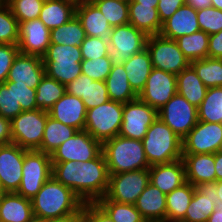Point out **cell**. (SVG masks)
Masks as SVG:
<instances>
[{"mask_svg": "<svg viewBox=\"0 0 222 222\" xmlns=\"http://www.w3.org/2000/svg\"><path fill=\"white\" fill-rule=\"evenodd\" d=\"M221 141V123L198 121L182 139V154H215Z\"/></svg>", "mask_w": 222, "mask_h": 222, "instance_id": "obj_15", "label": "cell"}, {"mask_svg": "<svg viewBox=\"0 0 222 222\" xmlns=\"http://www.w3.org/2000/svg\"><path fill=\"white\" fill-rule=\"evenodd\" d=\"M19 23L5 1H0V44H18Z\"/></svg>", "mask_w": 222, "mask_h": 222, "instance_id": "obj_43", "label": "cell"}, {"mask_svg": "<svg viewBox=\"0 0 222 222\" xmlns=\"http://www.w3.org/2000/svg\"><path fill=\"white\" fill-rule=\"evenodd\" d=\"M124 103L108 100L92 109H88L85 129L94 139L103 143L119 135Z\"/></svg>", "mask_w": 222, "mask_h": 222, "instance_id": "obj_6", "label": "cell"}, {"mask_svg": "<svg viewBox=\"0 0 222 222\" xmlns=\"http://www.w3.org/2000/svg\"><path fill=\"white\" fill-rule=\"evenodd\" d=\"M12 143L11 120L0 115V146Z\"/></svg>", "mask_w": 222, "mask_h": 222, "instance_id": "obj_54", "label": "cell"}, {"mask_svg": "<svg viewBox=\"0 0 222 222\" xmlns=\"http://www.w3.org/2000/svg\"><path fill=\"white\" fill-rule=\"evenodd\" d=\"M69 1H72V2H74L75 4H79V3L84 2L85 0H69Z\"/></svg>", "mask_w": 222, "mask_h": 222, "instance_id": "obj_64", "label": "cell"}, {"mask_svg": "<svg viewBox=\"0 0 222 222\" xmlns=\"http://www.w3.org/2000/svg\"><path fill=\"white\" fill-rule=\"evenodd\" d=\"M27 222H45V220H42L39 217L33 216L30 220H28Z\"/></svg>", "mask_w": 222, "mask_h": 222, "instance_id": "obj_62", "label": "cell"}, {"mask_svg": "<svg viewBox=\"0 0 222 222\" xmlns=\"http://www.w3.org/2000/svg\"><path fill=\"white\" fill-rule=\"evenodd\" d=\"M185 4L196 11L212 6V0H185Z\"/></svg>", "mask_w": 222, "mask_h": 222, "instance_id": "obj_55", "label": "cell"}, {"mask_svg": "<svg viewBox=\"0 0 222 222\" xmlns=\"http://www.w3.org/2000/svg\"><path fill=\"white\" fill-rule=\"evenodd\" d=\"M149 182L164 194L171 193L175 188L180 187L186 182L183 159L167 164L150 166Z\"/></svg>", "mask_w": 222, "mask_h": 222, "instance_id": "obj_23", "label": "cell"}, {"mask_svg": "<svg viewBox=\"0 0 222 222\" xmlns=\"http://www.w3.org/2000/svg\"><path fill=\"white\" fill-rule=\"evenodd\" d=\"M148 36L130 23L112 27L108 57L113 64H123L132 55L146 49Z\"/></svg>", "mask_w": 222, "mask_h": 222, "instance_id": "obj_10", "label": "cell"}, {"mask_svg": "<svg viewBox=\"0 0 222 222\" xmlns=\"http://www.w3.org/2000/svg\"><path fill=\"white\" fill-rule=\"evenodd\" d=\"M18 53V44H0V84L7 80L10 68Z\"/></svg>", "mask_w": 222, "mask_h": 222, "instance_id": "obj_49", "label": "cell"}, {"mask_svg": "<svg viewBox=\"0 0 222 222\" xmlns=\"http://www.w3.org/2000/svg\"><path fill=\"white\" fill-rule=\"evenodd\" d=\"M14 96L16 97L17 103H20L22 111L39 109L36 103V89L29 88L26 85H15Z\"/></svg>", "mask_w": 222, "mask_h": 222, "instance_id": "obj_50", "label": "cell"}, {"mask_svg": "<svg viewBox=\"0 0 222 222\" xmlns=\"http://www.w3.org/2000/svg\"><path fill=\"white\" fill-rule=\"evenodd\" d=\"M208 57L222 59V30L209 35Z\"/></svg>", "mask_w": 222, "mask_h": 222, "instance_id": "obj_53", "label": "cell"}, {"mask_svg": "<svg viewBox=\"0 0 222 222\" xmlns=\"http://www.w3.org/2000/svg\"><path fill=\"white\" fill-rule=\"evenodd\" d=\"M129 7V23L147 36L159 34L162 23L158 16L157 6H146L130 0Z\"/></svg>", "mask_w": 222, "mask_h": 222, "instance_id": "obj_29", "label": "cell"}, {"mask_svg": "<svg viewBox=\"0 0 222 222\" xmlns=\"http://www.w3.org/2000/svg\"><path fill=\"white\" fill-rule=\"evenodd\" d=\"M212 7L222 11V0H212Z\"/></svg>", "mask_w": 222, "mask_h": 222, "instance_id": "obj_61", "label": "cell"}, {"mask_svg": "<svg viewBox=\"0 0 222 222\" xmlns=\"http://www.w3.org/2000/svg\"><path fill=\"white\" fill-rule=\"evenodd\" d=\"M86 113L83 100L67 92L48 110L50 117L78 131L85 129Z\"/></svg>", "mask_w": 222, "mask_h": 222, "instance_id": "obj_21", "label": "cell"}, {"mask_svg": "<svg viewBox=\"0 0 222 222\" xmlns=\"http://www.w3.org/2000/svg\"><path fill=\"white\" fill-rule=\"evenodd\" d=\"M175 41L190 62L208 57L209 35L204 31L183 35Z\"/></svg>", "mask_w": 222, "mask_h": 222, "instance_id": "obj_37", "label": "cell"}, {"mask_svg": "<svg viewBox=\"0 0 222 222\" xmlns=\"http://www.w3.org/2000/svg\"><path fill=\"white\" fill-rule=\"evenodd\" d=\"M146 48L150 53L153 68L177 75L191 65L177 42L160 34L148 36Z\"/></svg>", "mask_w": 222, "mask_h": 222, "instance_id": "obj_9", "label": "cell"}, {"mask_svg": "<svg viewBox=\"0 0 222 222\" xmlns=\"http://www.w3.org/2000/svg\"><path fill=\"white\" fill-rule=\"evenodd\" d=\"M51 176L50 155L38 150H27L24 154L22 180L16 193L31 200Z\"/></svg>", "mask_w": 222, "mask_h": 222, "instance_id": "obj_8", "label": "cell"}, {"mask_svg": "<svg viewBox=\"0 0 222 222\" xmlns=\"http://www.w3.org/2000/svg\"><path fill=\"white\" fill-rule=\"evenodd\" d=\"M45 75L42 57L18 53L6 81L36 89Z\"/></svg>", "mask_w": 222, "mask_h": 222, "instance_id": "obj_19", "label": "cell"}, {"mask_svg": "<svg viewBox=\"0 0 222 222\" xmlns=\"http://www.w3.org/2000/svg\"><path fill=\"white\" fill-rule=\"evenodd\" d=\"M191 66L207 88L222 87V59L207 57L191 61Z\"/></svg>", "mask_w": 222, "mask_h": 222, "instance_id": "obj_41", "label": "cell"}, {"mask_svg": "<svg viewBox=\"0 0 222 222\" xmlns=\"http://www.w3.org/2000/svg\"><path fill=\"white\" fill-rule=\"evenodd\" d=\"M141 141L150 166L182 159V139L159 117Z\"/></svg>", "mask_w": 222, "mask_h": 222, "instance_id": "obj_4", "label": "cell"}, {"mask_svg": "<svg viewBox=\"0 0 222 222\" xmlns=\"http://www.w3.org/2000/svg\"><path fill=\"white\" fill-rule=\"evenodd\" d=\"M86 37L76 15L64 25L50 30V43L54 44L80 46Z\"/></svg>", "mask_w": 222, "mask_h": 222, "instance_id": "obj_36", "label": "cell"}, {"mask_svg": "<svg viewBox=\"0 0 222 222\" xmlns=\"http://www.w3.org/2000/svg\"><path fill=\"white\" fill-rule=\"evenodd\" d=\"M75 15L80 20L86 36L109 39L112 27L93 2L85 0L76 4Z\"/></svg>", "mask_w": 222, "mask_h": 222, "instance_id": "obj_26", "label": "cell"}, {"mask_svg": "<svg viewBox=\"0 0 222 222\" xmlns=\"http://www.w3.org/2000/svg\"><path fill=\"white\" fill-rule=\"evenodd\" d=\"M216 181H222V154L215 153Z\"/></svg>", "mask_w": 222, "mask_h": 222, "instance_id": "obj_57", "label": "cell"}, {"mask_svg": "<svg viewBox=\"0 0 222 222\" xmlns=\"http://www.w3.org/2000/svg\"><path fill=\"white\" fill-rule=\"evenodd\" d=\"M22 112L20 103H17L14 96V87L11 81L0 84V115L12 120Z\"/></svg>", "mask_w": 222, "mask_h": 222, "instance_id": "obj_45", "label": "cell"}, {"mask_svg": "<svg viewBox=\"0 0 222 222\" xmlns=\"http://www.w3.org/2000/svg\"><path fill=\"white\" fill-rule=\"evenodd\" d=\"M123 66L131 88L139 95L153 68L149 51L146 48L142 52L132 55L123 63Z\"/></svg>", "mask_w": 222, "mask_h": 222, "instance_id": "obj_30", "label": "cell"}, {"mask_svg": "<svg viewBox=\"0 0 222 222\" xmlns=\"http://www.w3.org/2000/svg\"><path fill=\"white\" fill-rule=\"evenodd\" d=\"M186 181L193 186L216 182L215 154H182Z\"/></svg>", "mask_w": 222, "mask_h": 222, "instance_id": "obj_24", "label": "cell"}, {"mask_svg": "<svg viewBox=\"0 0 222 222\" xmlns=\"http://www.w3.org/2000/svg\"><path fill=\"white\" fill-rule=\"evenodd\" d=\"M177 93L176 74L152 68L138 98L155 108L163 107Z\"/></svg>", "mask_w": 222, "mask_h": 222, "instance_id": "obj_16", "label": "cell"}, {"mask_svg": "<svg viewBox=\"0 0 222 222\" xmlns=\"http://www.w3.org/2000/svg\"><path fill=\"white\" fill-rule=\"evenodd\" d=\"M45 222H82V213H73L60 218H52Z\"/></svg>", "mask_w": 222, "mask_h": 222, "instance_id": "obj_56", "label": "cell"}, {"mask_svg": "<svg viewBox=\"0 0 222 222\" xmlns=\"http://www.w3.org/2000/svg\"><path fill=\"white\" fill-rule=\"evenodd\" d=\"M158 117L183 139L198 122L197 107L176 93L158 110Z\"/></svg>", "mask_w": 222, "mask_h": 222, "instance_id": "obj_12", "label": "cell"}, {"mask_svg": "<svg viewBox=\"0 0 222 222\" xmlns=\"http://www.w3.org/2000/svg\"><path fill=\"white\" fill-rule=\"evenodd\" d=\"M66 92L83 100L86 109H92L109 100L104 81H96L81 74L66 85Z\"/></svg>", "mask_w": 222, "mask_h": 222, "instance_id": "obj_22", "label": "cell"}, {"mask_svg": "<svg viewBox=\"0 0 222 222\" xmlns=\"http://www.w3.org/2000/svg\"><path fill=\"white\" fill-rule=\"evenodd\" d=\"M101 152L102 143L86 130H81L63 142L50 157L51 162H86L96 158Z\"/></svg>", "mask_w": 222, "mask_h": 222, "instance_id": "obj_13", "label": "cell"}, {"mask_svg": "<svg viewBox=\"0 0 222 222\" xmlns=\"http://www.w3.org/2000/svg\"><path fill=\"white\" fill-rule=\"evenodd\" d=\"M34 216L32 202L16 192L3 193L0 202L1 222H27Z\"/></svg>", "mask_w": 222, "mask_h": 222, "instance_id": "obj_28", "label": "cell"}, {"mask_svg": "<svg viewBox=\"0 0 222 222\" xmlns=\"http://www.w3.org/2000/svg\"><path fill=\"white\" fill-rule=\"evenodd\" d=\"M33 214L42 220L83 212V200L51 176L31 199Z\"/></svg>", "mask_w": 222, "mask_h": 222, "instance_id": "obj_2", "label": "cell"}, {"mask_svg": "<svg viewBox=\"0 0 222 222\" xmlns=\"http://www.w3.org/2000/svg\"><path fill=\"white\" fill-rule=\"evenodd\" d=\"M158 117V111L139 98L124 103L120 136L142 140Z\"/></svg>", "mask_w": 222, "mask_h": 222, "instance_id": "obj_14", "label": "cell"}, {"mask_svg": "<svg viewBox=\"0 0 222 222\" xmlns=\"http://www.w3.org/2000/svg\"><path fill=\"white\" fill-rule=\"evenodd\" d=\"M65 93L66 85L45 74L36 88L37 107L48 111Z\"/></svg>", "mask_w": 222, "mask_h": 222, "instance_id": "obj_39", "label": "cell"}, {"mask_svg": "<svg viewBox=\"0 0 222 222\" xmlns=\"http://www.w3.org/2000/svg\"><path fill=\"white\" fill-rule=\"evenodd\" d=\"M197 21L201 31L208 35L218 33L222 30V11L212 6L198 10Z\"/></svg>", "mask_w": 222, "mask_h": 222, "instance_id": "obj_47", "label": "cell"}, {"mask_svg": "<svg viewBox=\"0 0 222 222\" xmlns=\"http://www.w3.org/2000/svg\"><path fill=\"white\" fill-rule=\"evenodd\" d=\"M217 195H218L217 204H222V181H217Z\"/></svg>", "mask_w": 222, "mask_h": 222, "instance_id": "obj_60", "label": "cell"}, {"mask_svg": "<svg viewBox=\"0 0 222 222\" xmlns=\"http://www.w3.org/2000/svg\"><path fill=\"white\" fill-rule=\"evenodd\" d=\"M149 183V168L111 174L105 196L118 203L134 205Z\"/></svg>", "mask_w": 222, "mask_h": 222, "instance_id": "obj_11", "label": "cell"}, {"mask_svg": "<svg viewBox=\"0 0 222 222\" xmlns=\"http://www.w3.org/2000/svg\"><path fill=\"white\" fill-rule=\"evenodd\" d=\"M18 23L38 19L45 0H6Z\"/></svg>", "mask_w": 222, "mask_h": 222, "instance_id": "obj_44", "label": "cell"}, {"mask_svg": "<svg viewBox=\"0 0 222 222\" xmlns=\"http://www.w3.org/2000/svg\"><path fill=\"white\" fill-rule=\"evenodd\" d=\"M42 59L45 74L61 84L67 85L82 74L80 46L50 43Z\"/></svg>", "mask_w": 222, "mask_h": 222, "instance_id": "obj_5", "label": "cell"}, {"mask_svg": "<svg viewBox=\"0 0 222 222\" xmlns=\"http://www.w3.org/2000/svg\"><path fill=\"white\" fill-rule=\"evenodd\" d=\"M82 222H114V221L96 202H86L83 205Z\"/></svg>", "mask_w": 222, "mask_h": 222, "instance_id": "obj_51", "label": "cell"}, {"mask_svg": "<svg viewBox=\"0 0 222 222\" xmlns=\"http://www.w3.org/2000/svg\"><path fill=\"white\" fill-rule=\"evenodd\" d=\"M93 2L108 20L111 27L129 23L128 1L125 0H88Z\"/></svg>", "mask_w": 222, "mask_h": 222, "instance_id": "obj_42", "label": "cell"}, {"mask_svg": "<svg viewBox=\"0 0 222 222\" xmlns=\"http://www.w3.org/2000/svg\"><path fill=\"white\" fill-rule=\"evenodd\" d=\"M26 151L15 143L0 146V189L4 193L17 192Z\"/></svg>", "mask_w": 222, "mask_h": 222, "instance_id": "obj_17", "label": "cell"}, {"mask_svg": "<svg viewBox=\"0 0 222 222\" xmlns=\"http://www.w3.org/2000/svg\"><path fill=\"white\" fill-rule=\"evenodd\" d=\"M78 130L74 127L65 125L49 116L45 124L41 147L38 151L51 153L63 142L72 137Z\"/></svg>", "mask_w": 222, "mask_h": 222, "instance_id": "obj_35", "label": "cell"}, {"mask_svg": "<svg viewBox=\"0 0 222 222\" xmlns=\"http://www.w3.org/2000/svg\"><path fill=\"white\" fill-rule=\"evenodd\" d=\"M200 31L197 11L188 5L181 6L170 18L162 23L160 35L176 40L183 35Z\"/></svg>", "mask_w": 222, "mask_h": 222, "instance_id": "obj_25", "label": "cell"}, {"mask_svg": "<svg viewBox=\"0 0 222 222\" xmlns=\"http://www.w3.org/2000/svg\"><path fill=\"white\" fill-rule=\"evenodd\" d=\"M217 153H221V154H222V141H221V143L219 144Z\"/></svg>", "mask_w": 222, "mask_h": 222, "instance_id": "obj_63", "label": "cell"}, {"mask_svg": "<svg viewBox=\"0 0 222 222\" xmlns=\"http://www.w3.org/2000/svg\"><path fill=\"white\" fill-rule=\"evenodd\" d=\"M96 203L114 222H146L133 204L118 203L106 196L98 199Z\"/></svg>", "mask_w": 222, "mask_h": 222, "instance_id": "obj_40", "label": "cell"}, {"mask_svg": "<svg viewBox=\"0 0 222 222\" xmlns=\"http://www.w3.org/2000/svg\"><path fill=\"white\" fill-rule=\"evenodd\" d=\"M102 153L109 175L150 168L141 140L118 135L102 143Z\"/></svg>", "mask_w": 222, "mask_h": 222, "instance_id": "obj_3", "label": "cell"}, {"mask_svg": "<svg viewBox=\"0 0 222 222\" xmlns=\"http://www.w3.org/2000/svg\"><path fill=\"white\" fill-rule=\"evenodd\" d=\"M50 45V30L38 18L19 23V53L43 57Z\"/></svg>", "mask_w": 222, "mask_h": 222, "instance_id": "obj_18", "label": "cell"}, {"mask_svg": "<svg viewBox=\"0 0 222 222\" xmlns=\"http://www.w3.org/2000/svg\"><path fill=\"white\" fill-rule=\"evenodd\" d=\"M75 8L69 0H45L39 19L51 30L67 23L75 15Z\"/></svg>", "mask_w": 222, "mask_h": 222, "instance_id": "obj_31", "label": "cell"}, {"mask_svg": "<svg viewBox=\"0 0 222 222\" xmlns=\"http://www.w3.org/2000/svg\"><path fill=\"white\" fill-rule=\"evenodd\" d=\"M217 203V181L197 185L181 222H207Z\"/></svg>", "mask_w": 222, "mask_h": 222, "instance_id": "obj_20", "label": "cell"}, {"mask_svg": "<svg viewBox=\"0 0 222 222\" xmlns=\"http://www.w3.org/2000/svg\"><path fill=\"white\" fill-rule=\"evenodd\" d=\"M52 176L76 193L84 203L104 197L109 187V173L103 153L86 162H51Z\"/></svg>", "mask_w": 222, "mask_h": 222, "instance_id": "obj_1", "label": "cell"}, {"mask_svg": "<svg viewBox=\"0 0 222 222\" xmlns=\"http://www.w3.org/2000/svg\"><path fill=\"white\" fill-rule=\"evenodd\" d=\"M112 65L113 62L108 56L89 60L83 59L81 62V72L93 80L105 82L112 69Z\"/></svg>", "mask_w": 222, "mask_h": 222, "instance_id": "obj_46", "label": "cell"}, {"mask_svg": "<svg viewBox=\"0 0 222 222\" xmlns=\"http://www.w3.org/2000/svg\"><path fill=\"white\" fill-rule=\"evenodd\" d=\"M109 100L127 103L138 98L131 88L123 64H113L105 80Z\"/></svg>", "mask_w": 222, "mask_h": 222, "instance_id": "obj_34", "label": "cell"}, {"mask_svg": "<svg viewBox=\"0 0 222 222\" xmlns=\"http://www.w3.org/2000/svg\"><path fill=\"white\" fill-rule=\"evenodd\" d=\"M48 111L35 109L22 111L11 120L12 143L27 150L41 147Z\"/></svg>", "mask_w": 222, "mask_h": 222, "instance_id": "obj_7", "label": "cell"}, {"mask_svg": "<svg viewBox=\"0 0 222 222\" xmlns=\"http://www.w3.org/2000/svg\"><path fill=\"white\" fill-rule=\"evenodd\" d=\"M195 186L185 182L166 194V222H181L195 192Z\"/></svg>", "mask_w": 222, "mask_h": 222, "instance_id": "obj_33", "label": "cell"}, {"mask_svg": "<svg viewBox=\"0 0 222 222\" xmlns=\"http://www.w3.org/2000/svg\"><path fill=\"white\" fill-rule=\"evenodd\" d=\"M177 77V93L182 95L189 103L195 107H199L205 98L207 87L198 77L194 68L190 65Z\"/></svg>", "mask_w": 222, "mask_h": 222, "instance_id": "obj_32", "label": "cell"}, {"mask_svg": "<svg viewBox=\"0 0 222 222\" xmlns=\"http://www.w3.org/2000/svg\"><path fill=\"white\" fill-rule=\"evenodd\" d=\"M80 48L83 59H96L108 56L109 41L108 39L87 36Z\"/></svg>", "mask_w": 222, "mask_h": 222, "instance_id": "obj_48", "label": "cell"}, {"mask_svg": "<svg viewBox=\"0 0 222 222\" xmlns=\"http://www.w3.org/2000/svg\"><path fill=\"white\" fill-rule=\"evenodd\" d=\"M207 222H222V204H217Z\"/></svg>", "mask_w": 222, "mask_h": 222, "instance_id": "obj_58", "label": "cell"}, {"mask_svg": "<svg viewBox=\"0 0 222 222\" xmlns=\"http://www.w3.org/2000/svg\"><path fill=\"white\" fill-rule=\"evenodd\" d=\"M197 113L198 121L222 124V87L207 89Z\"/></svg>", "mask_w": 222, "mask_h": 222, "instance_id": "obj_38", "label": "cell"}, {"mask_svg": "<svg viewBox=\"0 0 222 222\" xmlns=\"http://www.w3.org/2000/svg\"><path fill=\"white\" fill-rule=\"evenodd\" d=\"M183 5H185V0H159L157 10L161 23L170 18Z\"/></svg>", "mask_w": 222, "mask_h": 222, "instance_id": "obj_52", "label": "cell"}, {"mask_svg": "<svg viewBox=\"0 0 222 222\" xmlns=\"http://www.w3.org/2000/svg\"><path fill=\"white\" fill-rule=\"evenodd\" d=\"M3 193H4V192L0 189V202H1V199H2Z\"/></svg>", "mask_w": 222, "mask_h": 222, "instance_id": "obj_65", "label": "cell"}, {"mask_svg": "<svg viewBox=\"0 0 222 222\" xmlns=\"http://www.w3.org/2000/svg\"><path fill=\"white\" fill-rule=\"evenodd\" d=\"M133 2L136 3H141L142 5L146 6H157L159 0H132Z\"/></svg>", "mask_w": 222, "mask_h": 222, "instance_id": "obj_59", "label": "cell"}, {"mask_svg": "<svg viewBox=\"0 0 222 222\" xmlns=\"http://www.w3.org/2000/svg\"><path fill=\"white\" fill-rule=\"evenodd\" d=\"M146 222H166V194L149 183L135 202Z\"/></svg>", "mask_w": 222, "mask_h": 222, "instance_id": "obj_27", "label": "cell"}]
</instances>
